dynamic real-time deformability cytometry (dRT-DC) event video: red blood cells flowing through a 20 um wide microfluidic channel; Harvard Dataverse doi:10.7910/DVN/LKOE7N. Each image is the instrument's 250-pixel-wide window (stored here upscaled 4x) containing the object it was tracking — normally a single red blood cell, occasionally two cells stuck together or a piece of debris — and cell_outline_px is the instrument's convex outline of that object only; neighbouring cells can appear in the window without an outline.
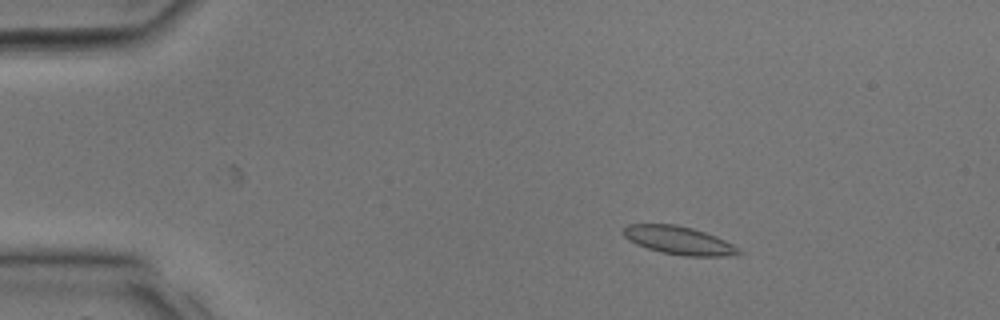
{"species": "common noctule bat (a hibernating species)", "species_latin": "Nyctalus noctula", "temperature_condition": "room temperature", "stored_images_in_passage": 30, "camera_frame_rate_fps": 3000, "um_per_image_px": 0.085, "animal": {"sex": "male", "body_mass_g": 17.9, "forearm_length_mm": 54.2}, "frame": {"image": 1, "passage_image": 4, "time_ms": 1.0, "image_size_px": [1000, 320], "cell_outline_px": [[740, 252], [720, 256], [684, 256], [660, 252], [636, 244], [628, 240], [624, 236], [624, 228], [628, 224], [676, 224], [692, 228], [704, 232], [724, 240], [732, 244]], "centroid_in_image_um": [57.61, 20.42], "position_along_channel_um": 27.4, "area_um2": 18.5}}
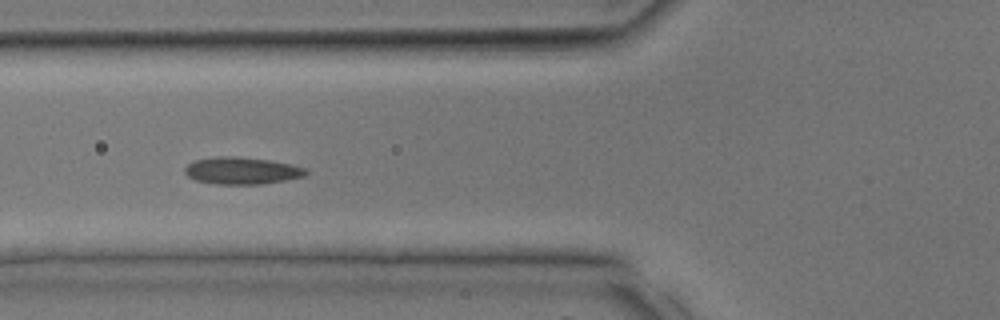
{"frame": {"image": 2, "passage_image": 11, "time_ms": 3.333, "image_size_px": [1000, 320], "cell_outline_px": [[308, 172], [304, 176], [284, 180], [260, 184], [216, 184], [196, 180], [188, 176], [184, 172], [184, 168], [188, 164], [196, 160], [220, 156], [236, 156], [268, 160], [308, 168]], "centroid_in_image_um": [20.55, 14.51], "position_along_channel_um": 105.3, "area_um2": 18.9}}
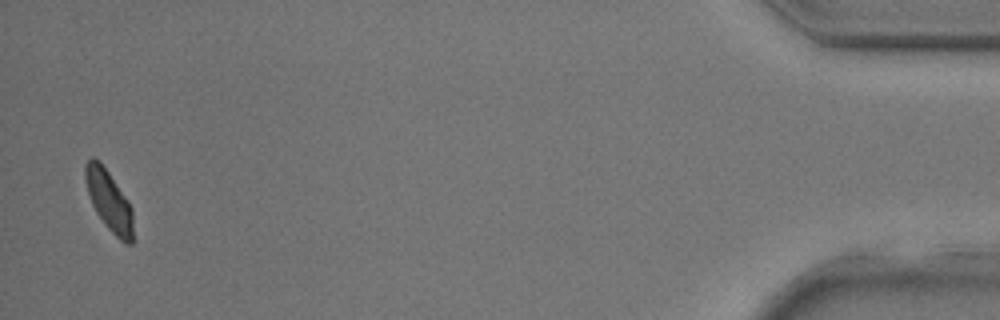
{"frame": {"image": 3, "passage_image": 30, "time_ms": 9.667, "image_size_px": [1000, 320], "cell_outline_px": [[132, 244], [124, 244], [104, 224], [96, 212], [92, 204], [88, 192], [84, 176], [84, 168], [88, 160], [92, 156], [108, 172], [128, 200], [132, 208]], "centroid_in_image_um": [9.26, 17.09], "position_along_channel_um": 425.9, "area_um2": 16.53}}